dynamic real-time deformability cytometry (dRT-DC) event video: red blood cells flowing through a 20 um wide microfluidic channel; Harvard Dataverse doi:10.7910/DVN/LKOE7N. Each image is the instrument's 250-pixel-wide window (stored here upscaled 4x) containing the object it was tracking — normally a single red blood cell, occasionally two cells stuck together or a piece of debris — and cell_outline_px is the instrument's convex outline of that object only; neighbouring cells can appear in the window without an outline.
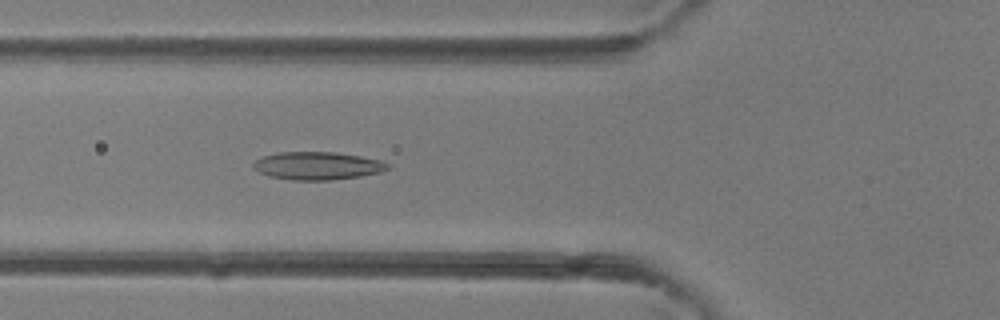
{"species": "common noctule bat (a hibernating species)", "species_latin": "Nyctalus noctula", "temperature_condition": "room temperature", "stored_images_in_passage": 34, "camera_frame_rate_fps": 3000, "um_per_image_px": 0.085, "animal": {"sex": "female"}, "frame": {"image": 1, "passage_image": 8, "time_ms": 2.333, "image_size_px": [1000, 320], "cell_outline_px": [[388, 168], [380, 172], [360, 176], [332, 180], [292, 180], [268, 176], [252, 168], [252, 164], [256, 160], [264, 156], [276, 152], [336, 152], [360, 156], [380, 160], [388, 164]], "centroid_in_image_um": [26.95, 14.09], "position_along_channel_um": 98.9, "area_um2": 21.79}}
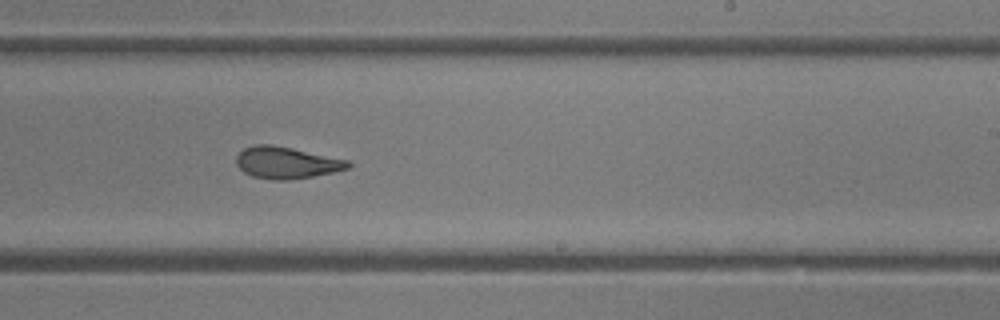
{"frame": {"image": 2, "passage_image": 18, "time_ms": 5.667, "image_size_px": [1000, 320], "cell_outline_px": [[352, 164], [348, 168], [332, 172], [312, 176], [288, 180], [276, 180], [252, 176], [244, 172], [236, 164], [236, 156], [244, 148], [252, 144], [272, 144], [292, 148], [348, 160]], "centroid_in_image_um": [24.32, 13.81], "position_along_channel_um": 264.7, "area_um2": 20.58}}
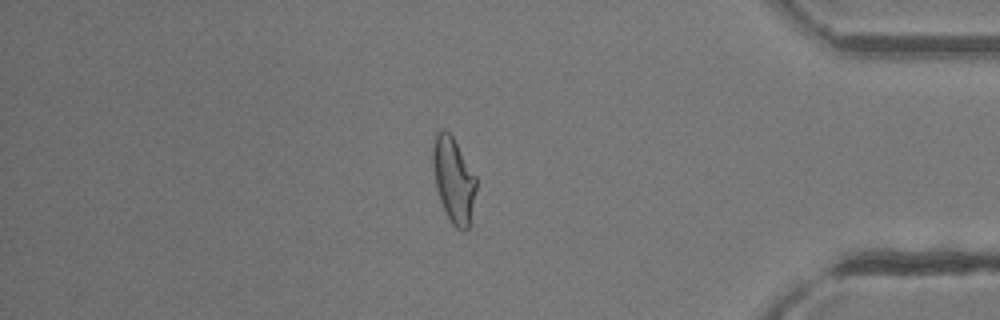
{"frame": {"image": 3, "passage_image": 28, "time_ms": 9.0, "image_size_px": [1000, 320], "cell_outline_px": [[476, 188], [468, 228], [464, 232], [456, 228], [452, 224], [440, 200], [436, 188], [432, 164], [432, 148], [436, 132], [440, 128], [444, 128], [452, 136], [476, 176]], "centroid_in_image_um": [38.53, 15.26], "position_along_channel_um": 396.7, "area_um2": 21.39}}